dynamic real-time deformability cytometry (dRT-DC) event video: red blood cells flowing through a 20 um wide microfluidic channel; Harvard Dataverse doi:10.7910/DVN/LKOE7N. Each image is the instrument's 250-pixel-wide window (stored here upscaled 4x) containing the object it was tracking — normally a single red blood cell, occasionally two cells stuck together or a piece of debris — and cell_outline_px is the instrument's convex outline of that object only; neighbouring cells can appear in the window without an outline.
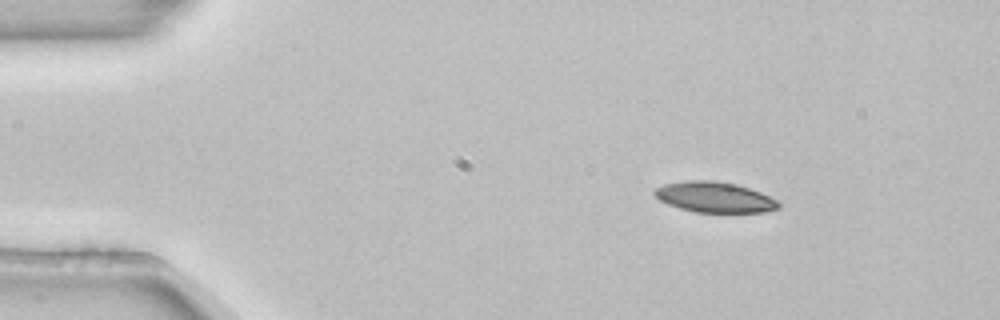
{"species": "common noctule bat (a hibernating species)", "species_latin": "Nyctalus noctula", "temperature_condition": "room temperature", "stored_images_in_passage": 4, "camera_frame_rate_fps": 3000, "um_per_image_px": 0.085, "animal": {"sex": "female", "body_mass_g": 22.7, "forearm_length_mm": 54.2}, "frame": {"image": 1, "passage_image": 1, "time_ms": 0.0, "image_size_px": [1000, 320], "cell_outline_px": [[780, 208], [764, 212], [696, 212], [680, 208], [668, 204], [660, 200], [652, 192], [656, 188], [664, 184], [684, 180], [712, 180], [736, 184], [760, 192], [776, 200], [780, 204]], "centroid_in_image_um": [60.72, 16.75], "position_along_channel_um": 24.3, "area_um2": 21.96}}
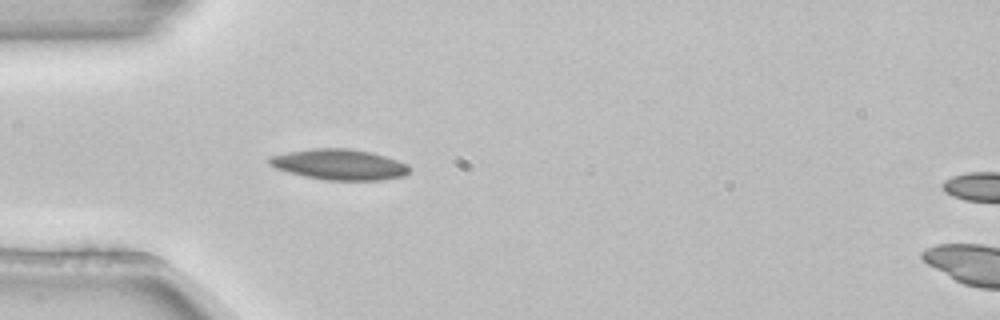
{"frame": {"image": 2, "passage_image": 3, "time_ms": 0.667, "image_size_px": [1000, 320], "cell_outline_px": [[408, 172], [404, 176], [384, 180], [328, 180], [304, 176], [288, 172], [276, 168], [268, 164], [268, 156], [288, 152], [316, 148], [348, 148], [372, 152], [408, 164]], "centroid_in_image_um": [28.83, 13.98], "position_along_channel_um": 56.2, "area_um2": 24.97}}